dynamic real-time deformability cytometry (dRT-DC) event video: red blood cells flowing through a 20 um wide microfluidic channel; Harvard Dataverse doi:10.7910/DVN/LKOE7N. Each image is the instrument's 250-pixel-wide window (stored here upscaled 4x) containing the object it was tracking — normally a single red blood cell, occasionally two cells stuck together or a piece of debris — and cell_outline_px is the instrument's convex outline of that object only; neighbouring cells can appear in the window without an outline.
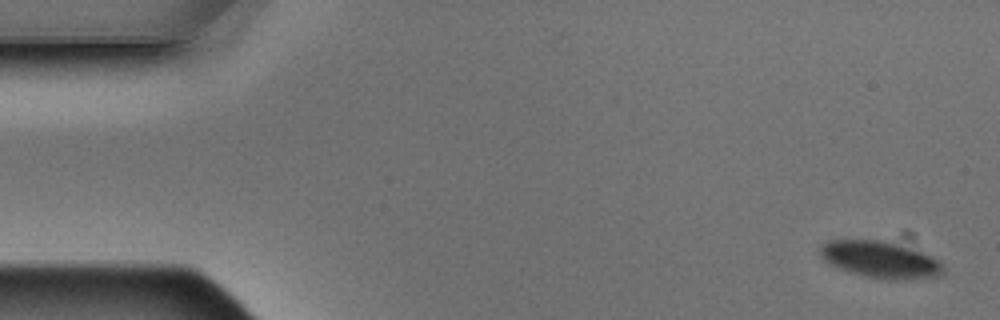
{"species": "Egyptian fruit bat (a non-hibernating species)", "species_latin": "Rousettus aegyptiacus", "temperature_condition": "warm", "stored_images_in_passage": 4, "camera_frame_rate_fps": 3000, "um_per_image_px": 0.085, "animal": {"sex": "male"}, "frame": {"image": 1, "passage_image": 1, "time_ms": 0.0, "image_size_px": [1000, 320], "cell_outline_px": [[944, 276], [916, 280], [892, 280], [864, 276], [840, 268], [832, 264], [820, 256], [820, 248], [828, 240], [888, 240], [920, 252], [940, 260], [944, 268]], "centroid_in_image_um": [74.92, 22.08], "position_along_channel_um": 10.1, "area_um2": 26.47}}